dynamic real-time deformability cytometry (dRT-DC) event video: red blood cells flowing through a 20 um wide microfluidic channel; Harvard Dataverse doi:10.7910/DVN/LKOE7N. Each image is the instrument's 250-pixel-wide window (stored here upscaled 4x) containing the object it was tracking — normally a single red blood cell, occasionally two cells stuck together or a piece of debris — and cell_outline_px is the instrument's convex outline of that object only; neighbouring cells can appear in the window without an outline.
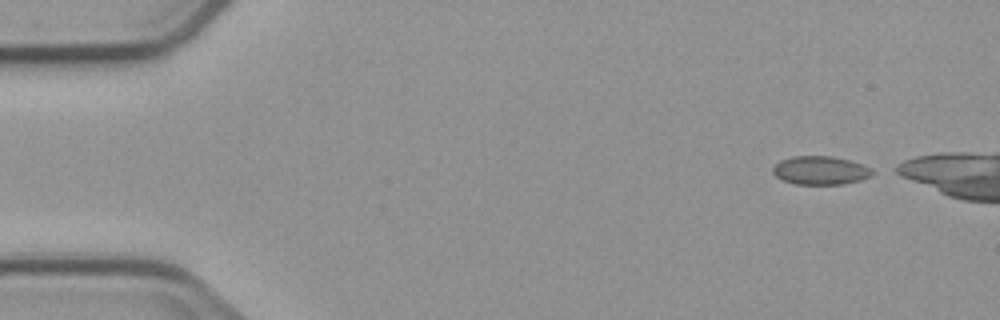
{"species": "common noctule bat (a hibernating species)", "species_latin": "Nyctalus noctula", "temperature_condition": "cold", "stored_images_in_passage": 5, "camera_frame_rate_fps": 3000, "um_per_image_px": 0.085, "animal": {"sex": "male", "body_mass_g": 23.1, "forearm_length_mm": 52.7}, "frame": {"image": 1, "passage_image": 1, "time_ms": 0.0, "image_size_px": [1000, 320], "cell_outline_px": [[872, 176], [860, 180], [844, 184], [796, 184], [784, 180], [776, 176], [772, 172], [772, 168], [780, 160], [792, 156], [832, 156], [864, 164], [872, 168]], "centroid_in_image_um": [69.75, 14.48], "position_along_channel_um": 15.3, "area_um2": 16.53}}